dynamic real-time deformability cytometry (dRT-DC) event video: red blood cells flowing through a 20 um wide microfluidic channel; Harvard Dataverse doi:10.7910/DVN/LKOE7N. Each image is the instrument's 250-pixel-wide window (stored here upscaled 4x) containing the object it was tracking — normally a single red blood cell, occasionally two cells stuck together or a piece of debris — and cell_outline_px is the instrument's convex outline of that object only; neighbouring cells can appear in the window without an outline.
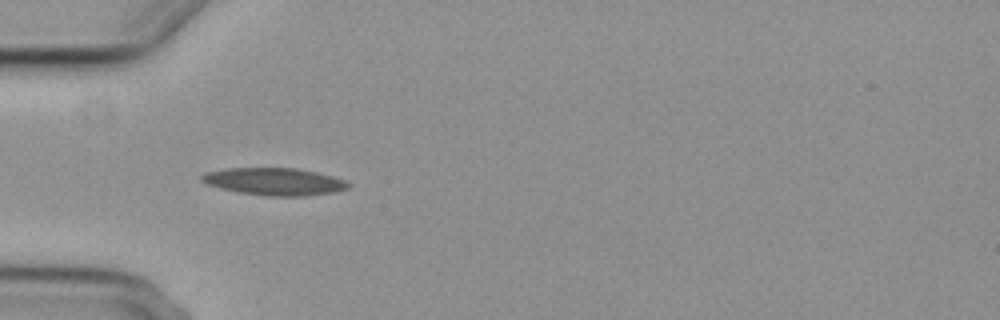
{"species": "common noctule bat (a hibernating species)", "species_latin": "Nyctalus noctula", "temperature_condition": "cold", "stored_images_in_passage": 10, "camera_frame_rate_fps": 3000, "um_per_image_px": 0.085, "animal": {"sex": "female", "body_mass_g": 29.2, "forearm_length_mm": 56.3}, "frame": {"image": 1, "passage_image": 6, "time_ms": 5.667, "image_size_px": [1000, 320], "cell_outline_px": [[352, 184], [348, 188], [336, 192], [304, 196], [268, 196], [236, 192], [204, 184], [200, 180], [200, 176], [204, 172], [224, 168], [296, 168], [316, 172], [348, 180]], "centroid_in_image_um": [23.31, 15.43], "position_along_channel_um": 61.7, "area_um2": 23.76}}
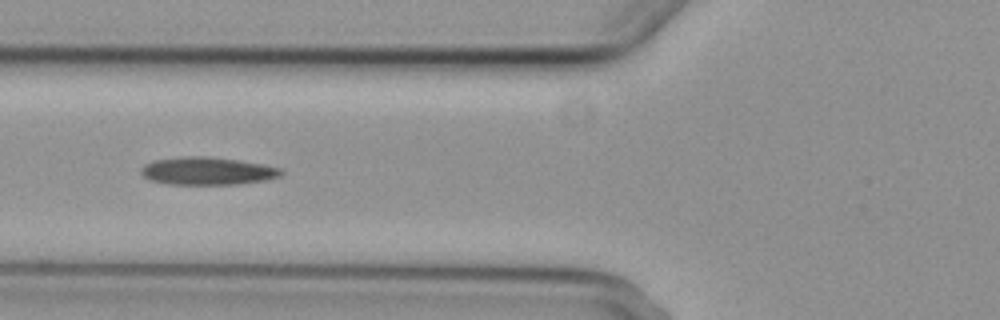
{"frame": {"image": 2, "passage_image": 7, "time_ms": 7.0, "image_size_px": [1000, 320], "cell_outline_px": [[284, 172], [280, 176], [264, 180], [240, 184], [168, 184], [148, 180], [140, 172], [140, 168], [144, 164], [156, 160], [180, 156], [204, 156], [236, 160], [264, 164], [280, 168]], "centroid_in_image_um": [17.6, 14.53], "position_along_channel_um": 108.2, "area_um2": 22.66}}
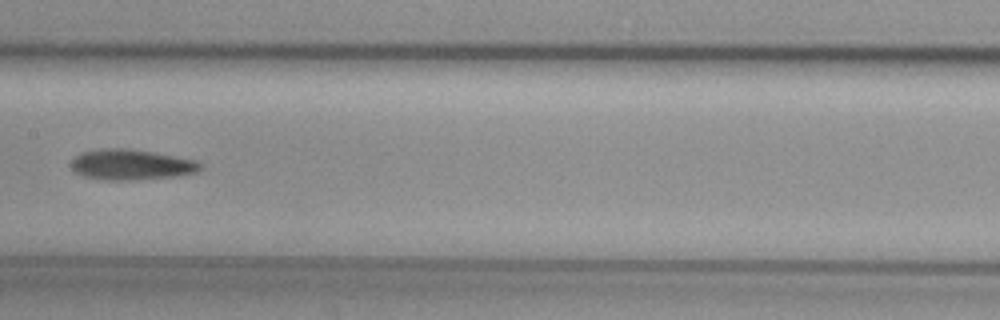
{"frame": {"image": 3, "passage_image": 9, "time_ms": 9.333, "image_size_px": [1000, 320], "cell_outline_px": [[204, 168], [196, 172], [176, 176], [136, 180], [104, 180], [84, 176], [72, 172], [68, 164], [76, 156], [84, 152], [104, 148], [128, 148], [156, 152], [196, 160], [204, 164]], "centroid_in_image_um": [11.16, 14.0], "position_along_channel_um": 196.2, "area_um2": 23.41}}